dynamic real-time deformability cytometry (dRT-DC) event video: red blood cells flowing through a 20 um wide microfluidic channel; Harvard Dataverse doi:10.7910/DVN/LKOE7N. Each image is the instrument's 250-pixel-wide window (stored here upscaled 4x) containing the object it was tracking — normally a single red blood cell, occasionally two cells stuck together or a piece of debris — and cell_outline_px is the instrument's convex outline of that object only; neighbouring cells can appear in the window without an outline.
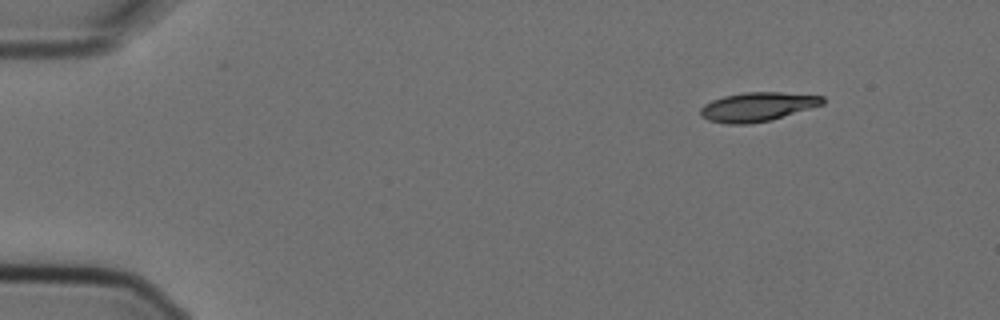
{"species": "Egyptian fruit bat (a non-hibernating species)", "species_latin": "Rousettus aegyptiacus", "temperature_condition": "cold", "stored_images_in_passage": 4, "camera_frame_rate_fps": 3000, "um_per_image_px": 0.085, "animal": {"sex": "female"}, "frame": {"image": 1, "passage_image": 1, "time_ms": 0.0, "image_size_px": [1000, 320], "cell_outline_px": [[824, 104], [772, 120], [748, 124], [728, 124], [708, 120], [700, 116], [700, 108], [704, 104], [712, 100], [724, 96], [744, 92], [780, 92], [824, 96]], "centroid_in_image_um": [64.37, 9.08], "position_along_channel_um": 20.6, "area_um2": 20.75}}
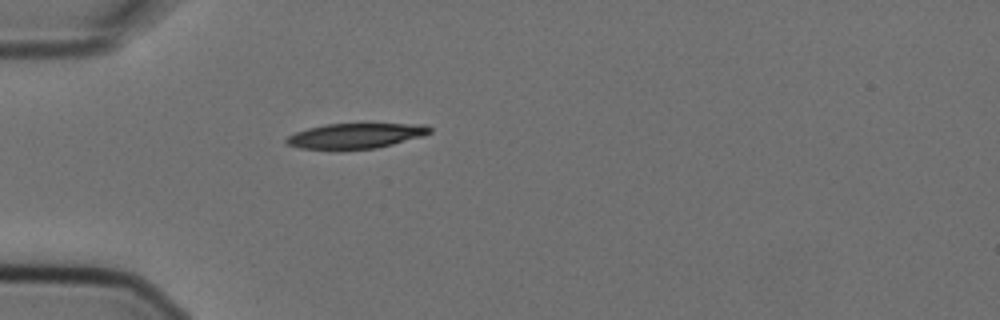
{"frame": {"image": 2, "passage_image": 4, "time_ms": 1.0, "image_size_px": [1000, 320], "cell_outline_px": [[432, 132], [424, 136], [376, 148], [340, 152], [300, 148], [288, 144], [284, 140], [288, 136], [296, 132], [308, 128], [324, 124], [424, 124], [432, 128]], "centroid_in_image_um": [30.2, 11.58], "position_along_channel_um": 54.8, "area_um2": 21.68}}